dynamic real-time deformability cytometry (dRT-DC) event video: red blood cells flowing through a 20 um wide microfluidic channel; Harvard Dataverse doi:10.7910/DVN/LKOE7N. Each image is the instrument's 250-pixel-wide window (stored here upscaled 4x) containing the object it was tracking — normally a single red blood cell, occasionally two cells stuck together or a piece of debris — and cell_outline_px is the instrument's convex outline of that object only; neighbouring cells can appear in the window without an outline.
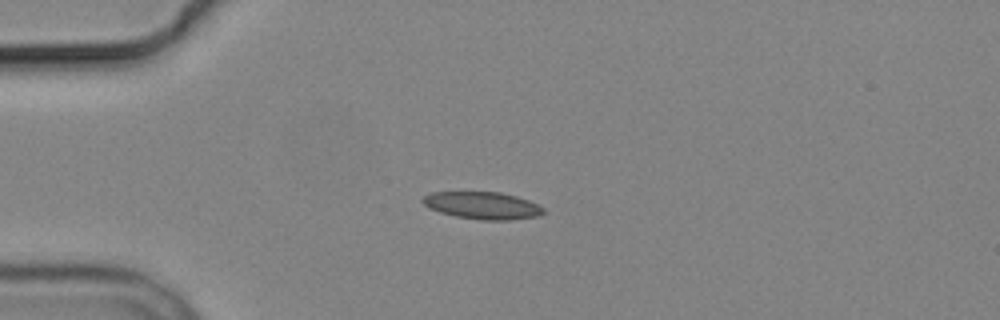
{"species": "common noctule bat (a hibernating species)", "species_latin": "Nyctalus noctula", "temperature_condition": "cold", "stored_images_in_passage": 2, "camera_frame_rate_fps": 3000, "um_per_image_px": 0.085, "animal": {"sex": "male", "body_mass_g": 19.2, "forearm_length_mm": 51.8}, "frame": {"image": 1, "passage_image": 1, "time_ms": 0.0, "image_size_px": [1000, 320], "cell_outline_px": [[544, 212], [536, 216], [508, 220], [480, 220], [456, 216], [440, 212], [424, 204], [420, 200], [424, 196], [432, 192], [500, 192], [516, 196], [528, 200], [544, 208]], "centroid_in_image_um": [41.0, 17.46], "position_along_channel_um": 44.0, "area_um2": 18.96}}